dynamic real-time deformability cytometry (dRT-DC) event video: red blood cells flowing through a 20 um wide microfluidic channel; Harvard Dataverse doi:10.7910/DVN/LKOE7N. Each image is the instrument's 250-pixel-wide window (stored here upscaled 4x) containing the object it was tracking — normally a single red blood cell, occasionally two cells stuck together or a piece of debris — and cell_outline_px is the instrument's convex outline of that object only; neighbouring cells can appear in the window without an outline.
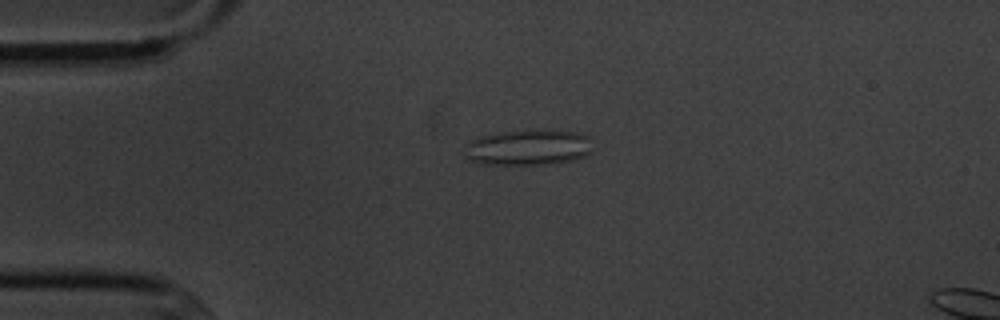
{"species": "common noctule bat (a hibernating species)", "species_latin": "Nyctalus noctula", "temperature_condition": "cold", "stored_images_in_passage": 4, "camera_frame_rate_fps": 3000, "um_per_image_px": 0.085, "animal": {"sex": "male", "body_mass_g": 20.1, "forearm_length_mm": 53.5}, "frame": {"image": 1, "passage_image": 3, "time_ms": 3.333, "image_size_px": [1000, 320], "cell_outline_px": [[592, 152], [584, 156], [572, 160], [548, 164], [480, 164], [464, 156], [464, 144], [476, 136], [528, 128], [556, 128], [580, 132], [588, 136]], "centroid_in_image_um": [44.89, 12.48], "position_along_channel_um": 40.1, "area_um2": 27.69}}